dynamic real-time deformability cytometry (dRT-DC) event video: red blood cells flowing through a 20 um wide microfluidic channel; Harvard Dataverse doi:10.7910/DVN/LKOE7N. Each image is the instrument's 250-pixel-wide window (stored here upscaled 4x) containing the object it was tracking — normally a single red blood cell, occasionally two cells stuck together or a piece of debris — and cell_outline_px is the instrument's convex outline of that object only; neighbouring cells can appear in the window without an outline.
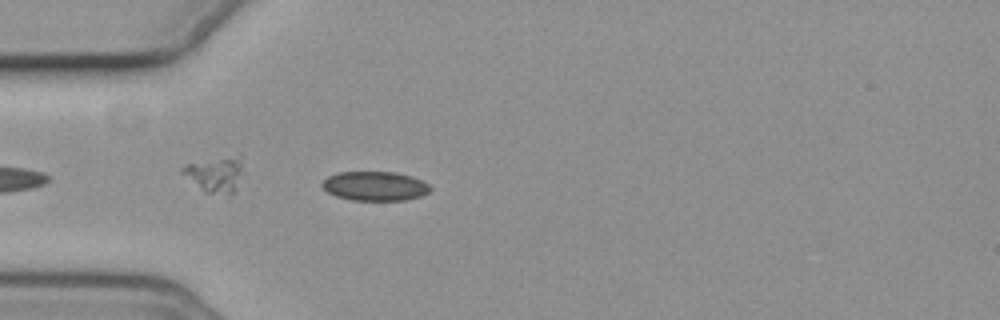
{"species": "common noctule bat (a hibernating species)", "species_latin": "Nyctalus noctula", "temperature_condition": "cold", "stored_images_in_passage": 17, "camera_frame_rate_fps": 3000, "um_per_image_px": 0.085, "animal": {"sex": "female", "body_mass_g": 19.3, "forearm_length_mm": 54.1}, "frame": {"image": 1, "passage_image": 3, "time_ms": 0.667, "image_size_px": [1000, 320], "cell_outline_px": [[432, 188], [428, 192], [420, 196], [404, 200], [352, 200], [336, 196], [328, 192], [320, 184], [328, 176], [336, 172], [396, 172], [412, 176], [428, 184]], "centroid_in_image_um": [31.85, 15.81], "position_along_channel_um": 53.1, "area_um2": 18.38}}
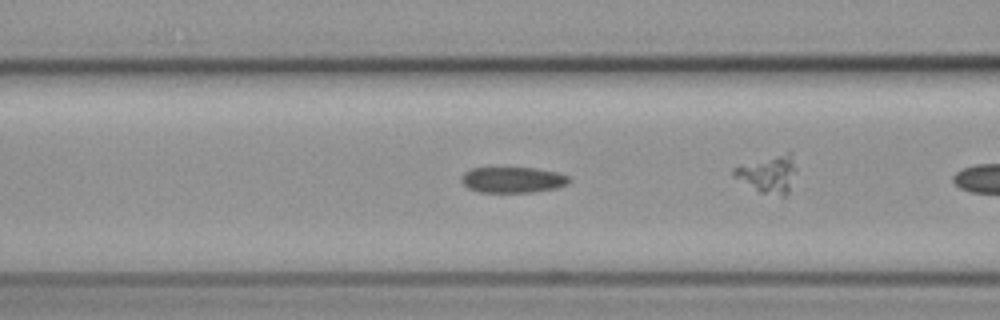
{"frame": {"image": 2, "passage_image": 6, "time_ms": 1.667, "image_size_px": [1000, 320], "cell_outline_px": [[572, 180], [568, 184], [556, 188], [532, 192], [480, 192], [468, 188], [460, 180], [460, 176], [464, 172], [472, 168], [536, 168], [556, 172], [568, 176]], "centroid_in_image_um": [43.58, 15.28], "position_along_channel_um": 123.0, "area_um2": 16.24}}